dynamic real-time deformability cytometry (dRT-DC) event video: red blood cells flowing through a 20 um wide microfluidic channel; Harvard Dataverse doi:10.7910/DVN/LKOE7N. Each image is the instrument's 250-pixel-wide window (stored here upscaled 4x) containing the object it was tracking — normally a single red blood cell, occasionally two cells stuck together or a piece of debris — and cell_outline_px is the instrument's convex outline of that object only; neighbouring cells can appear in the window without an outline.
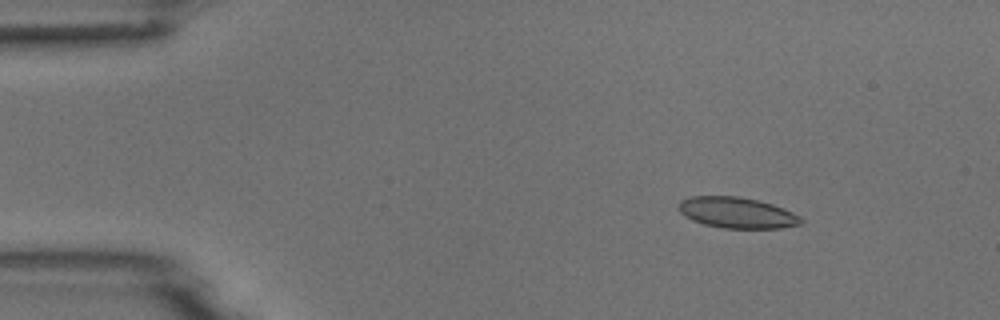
{"species": "common noctule bat (a hibernating species)", "species_latin": "Nyctalus noctula", "temperature_condition": "room temperature", "stored_images_in_passage": 4, "camera_frame_rate_fps": 3000, "um_per_image_px": 0.085, "animal": {"sex": "male", "body_mass_g": 18.8}, "frame": {"image": 1, "passage_image": 1, "time_ms": 0.0, "image_size_px": [1000, 320], "cell_outline_px": [[804, 220], [800, 224], [780, 228], [724, 228], [704, 224], [692, 220], [684, 216], [680, 212], [680, 200], [692, 196], [740, 196], [772, 204], [784, 208], [800, 216]], "centroid_in_image_um": [62.65, 18.08], "position_along_channel_um": 22.4, "area_um2": 21.96}}
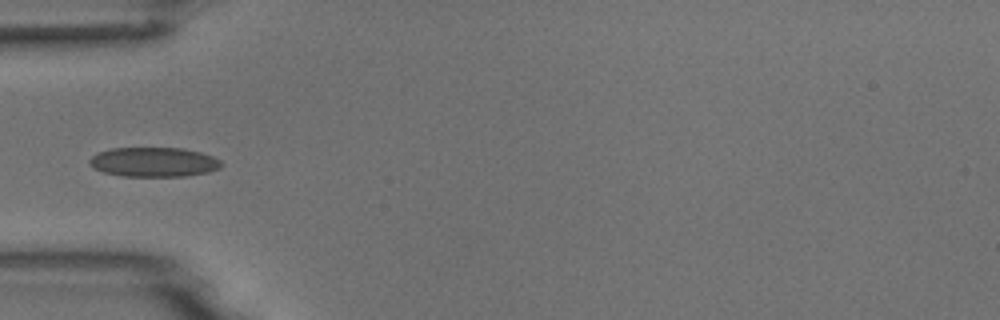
{"frame": {"image": 2, "passage_image": 4, "time_ms": 3.333, "image_size_px": [1000, 320], "cell_outline_px": [[224, 164], [220, 168], [208, 172], [184, 176], [124, 176], [104, 172], [92, 168], [88, 164], [88, 160], [92, 156], [100, 152], [112, 148], [184, 148], [200, 152], [212, 156], [220, 160]], "centroid_in_image_um": [13.07, 13.77], "position_along_channel_um": 71.9, "area_um2": 22.72}}